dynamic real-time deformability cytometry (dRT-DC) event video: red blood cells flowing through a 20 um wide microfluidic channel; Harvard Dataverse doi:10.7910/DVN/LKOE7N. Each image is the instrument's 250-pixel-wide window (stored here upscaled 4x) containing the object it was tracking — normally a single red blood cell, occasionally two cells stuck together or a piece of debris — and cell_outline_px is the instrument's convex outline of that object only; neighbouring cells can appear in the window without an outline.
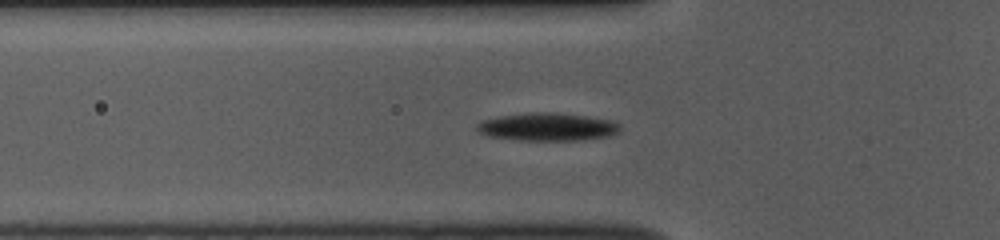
{"species": "common noctule bat (a hibernating species)", "species_latin": "Nyctalus noctula", "temperature_condition": "room temperature", "stored_images_in_passage": 42, "camera_frame_rate_fps": 3000, "um_per_image_px": 0.085, "animal": {"sex": "female", "body_mass_g": 10.0, "forearm_length_mm": 53.1}, "frame": {"image": 1, "passage_image": 3, "time_ms": 0.667, "image_size_px": [1000, 240], "cell_outline_px": [[620, 128], [616, 132], [608, 136], [572, 140], [516, 140], [488, 136], [480, 132], [476, 128], [476, 124], [480, 120], [500, 116], [532, 112], [552, 112], [608, 120], [620, 124]], "centroid_in_image_um": [46.43, 10.78], "position_along_channel_um": 79.4, "area_um2": 22.83}}
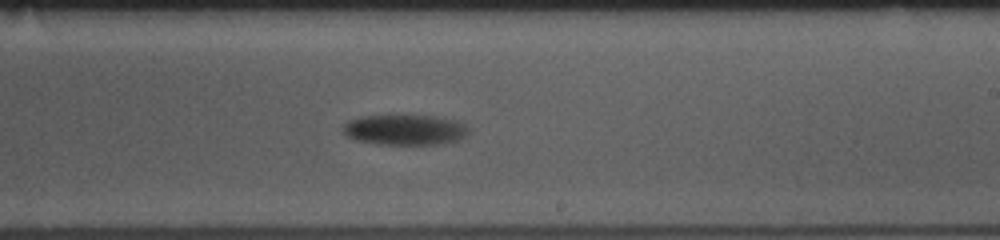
{"frame": {"image": 2, "passage_image": 18, "time_ms": 5.667, "image_size_px": [1000, 240], "cell_outline_px": [[468, 132], [460, 140], [444, 144], [380, 144], [356, 140], [348, 136], [344, 132], [344, 124], [348, 120], [364, 116], [436, 116], [452, 120], [464, 124], [468, 128]], "centroid_in_image_um": [34.44, 11.04], "position_along_channel_um": 254.6, "area_um2": 21.96}}
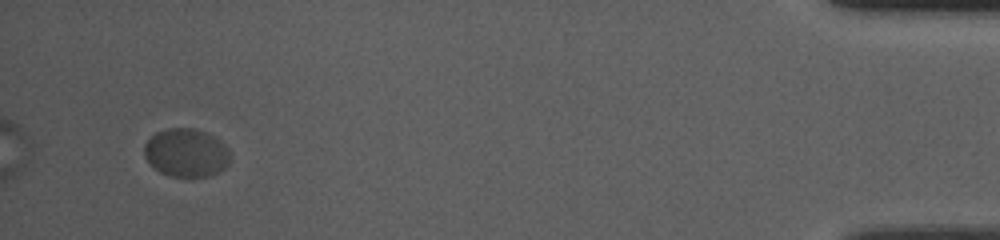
{"frame": {"image": 3, "passage_image": 39, "time_ms": 12.667, "image_size_px": [1000, 240], "cell_outline_px": [[228, 164], [224, 168], [208, 176], [172, 176], [160, 172], [148, 164], [144, 156], [144, 144], [156, 132], [168, 128], [192, 128], [204, 132], [220, 140], [228, 148]], "centroid_in_image_um": [15.78, 12.98], "position_along_channel_um": 419.4, "area_um2": 23.99}}